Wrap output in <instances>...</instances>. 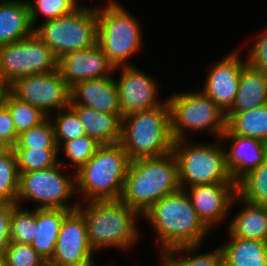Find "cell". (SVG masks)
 <instances>
[{
	"label": "cell",
	"instance_id": "cell-1",
	"mask_svg": "<svg viewBox=\"0 0 267 266\" xmlns=\"http://www.w3.org/2000/svg\"><path fill=\"white\" fill-rule=\"evenodd\" d=\"M160 242L161 256L181 247L201 245L210 229L201 221L185 189L164 196L143 215Z\"/></svg>",
	"mask_w": 267,
	"mask_h": 266
},
{
	"label": "cell",
	"instance_id": "cell-2",
	"mask_svg": "<svg viewBox=\"0 0 267 266\" xmlns=\"http://www.w3.org/2000/svg\"><path fill=\"white\" fill-rule=\"evenodd\" d=\"M180 189L173 151L129 161L120 200L143 215L154 203Z\"/></svg>",
	"mask_w": 267,
	"mask_h": 266
},
{
	"label": "cell",
	"instance_id": "cell-3",
	"mask_svg": "<svg viewBox=\"0 0 267 266\" xmlns=\"http://www.w3.org/2000/svg\"><path fill=\"white\" fill-rule=\"evenodd\" d=\"M82 203L76 209L85 219L88 239L95 252L106 247L127 251L136 245L139 232L135 221L137 216H142L137 210L121 200Z\"/></svg>",
	"mask_w": 267,
	"mask_h": 266
},
{
	"label": "cell",
	"instance_id": "cell-4",
	"mask_svg": "<svg viewBox=\"0 0 267 266\" xmlns=\"http://www.w3.org/2000/svg\"><path fill=\"white\" fill-rule=\"evenodd\" d=\"M119 143L129 161L168 154L173 150L168 100L151 109L122 117Z\"/></svg>",
	"mask_w": 267,
	"mask_h": 266
},
{
	"label": "cell",
	"instance_id": "cell-5",
	"mask_svg": "<svg viewBox=\"0 0 267 266\" xmlns=\"http://www.w3.org/2000/svg\"><path fill=\"white\" fill-rule=\"evenodd\" d=\"M129 164L121 144L100 145L75 175V190L88 201L120 200Z\"/></svg>",
	"mask_w": 267,
	"mask_h": 266
},
{
	"label": "cell",
	"instance_id": "cell-6",
	"mask_svg": "<svg viewBox=\"0 0 267 266\" xmlns=\"http://www.w3.org/2000/svg\"><path fill=\"white\" fill-rule=\"evenodd\" d=\"M139 24L116 0L97 8V43L115 68L134 65L128 63L129 58L139 53L143 45Z\"/></svg>",
	"mask_w": 267,
	"mask_h": 266
},
{
	"label": "cell",
	"instance_id": "cell-7",
	"mask_svg": "<svg viewBox=\"0 0 267 266\" xmlns=\"http://www.w3.org/2000/svg\"><path fill=\"white\" fill-rule=\"evenodd\" d=\"M186 140H175L172 150L181 189L213 183H235L227 168L225 147L221 143L194 144Z\"/></svg>",
	"mask_w": 267,
	"mask_h": 266
},
{
	"label": "cell",
	"instance_id": "cell-8",
	"mask_svg": "<svg viewBox=\"0 0 267 266\" xmlns=\"http://www.w3.org/2000/svg\"><path fill=\"white\" fill-rule=\"evenodd\" d=\"M171 134L175 140L187 139V132L209 131L220 141L226 130V116L219 106L201 92H183L168 97ZM219 137V138H218Z\"/></svg>",
	"mask_w": 267,
	"mask_h": 266
},
{
	"label": "cell",
	"instance_id": "cell-9",
	"mask_svg": "<svg viewBox=\"0 0 267 266\" xmlns=\"http://www.w3.org/2000/svg\"><path fill=\"white\" fill-rule=\"evenodd\" d=\"M37 36L60 58L70 51L85 50L97 43V7L82 6L35 27Z\"/></svg>",
	"mask_w": 267,
	"mask_h": 266
},
{
	"label": "cell",
	"instance_id": "cell-10",
	"mask_svg": "<svg viewBox=\"0 0 267 266\" xmlns=\"http://www.w3.org/2000/svg\"><path fill=\"white\" fill-rule=\"evenodd\" d=\"M64 159L49 169L19 173V188L16 204L22 201H32L37 209H66L75 210L79 202L70 204L72 194H76L75 176L69 178L62 172L66 166ZM72 179V180H71Z\"/></svg>",
	"mask_w": 267,
	"mask_h": 266
},
{
	"label": "cell",
	"instance_id": "cell-11",
	"mask_svg": "<svg viewBox=\"0 0 267 266\" xmlns=\"http://www.w3.org/2000/svg\"><path fill=\"white\" fill-rule=\"evenodd\" d=\"M58 61L35 32L28 38L0 46V71L9 86L25 76L58 70Z\"/></svg>",
	"mask_w": 267,
	"mask_h": 266
},
{
	"label": "cell",
	"instance_id": "cell-12",
	"mask_svg": "<svg viewBox=\"0 0 267 266\" xmlns=\"http://www.w3.org/2000/svg\"><path fill=\"white\" fill-rule=\"evenodd\" d=\"M9 90L20 100L41 109L48 117L52 112L70 105L71 88L60 71L33 74L17 79Z\"/></svg>",
	"mask_w": 267,
	"mask_h": 266
},
{
	"label": "cell",
	"instance_id": "cell-13",
	"mask_svg": "<svg viewBox=\"0 0 267 266\" xmlns=\"http://www.w3.org/2000/svg\"><path fill=\"white\" fill-rule=\"evenodd\" d=\"M118 80V101L122 116L161 105L154 79L136 66H122Z\"/></svg>",
	"mask_w": 267,
	"mask_h": 266
},
{
	"label": "cell",
	"instance_id": "cell-14",
	"mask_svg": "<svg viewBox=\"0 0 267 266\" xmlns=\"http://www.w3.org/2000/svg\"><path fill=\"white\" fill-rule=\"evenodd\" d=\"M117 69L98 43L85 50L65 53L58 61V70L70 88L81 81L109 77Z\"/></svg>",
	"mask_w": 267,
	"mask_h": 266
},
{
	"label": "cell",
	"instance_id": "cell-15",
	"mask_svg": "<svg viewBox=\"0 0 267 266\" xmlns=\"http://www.w3.org/2000/svg\"><path fill=\"white\" fill-rule=\"evenodd\" d=\"M94 252L83 215L77 209L70 211L61 224L49 262L58 266H71Z\"/></svg>",
	"mask_w": 267,
	"mask_h": 266
},
{
	"label": "cell",
	"instance_id": "cell-16",
	"mask_svg": "<svg viewBox=\"0 0 267 266\" xmlns=\"http://www.w3.org/2000/svg\"><path fill=\"white\" fill-rule=\"evenodd\" d=\"M201 221L210 229L227 217L236 195V183L196 185L185 189ZM189 191V192H188Z\"/></svg>",
	"mask_w": 267,
	"mask_h": 266
},
{
	"label": "cell",
	"instance_id": "cell-17",
	"mask_svg": "<svg viewBox=\"0 0 267 266\" xmlns=\"http://www.w3.org/2000/svg\"><path fill=\"white\" fill-rule=\"evenodd\" d=\"M235 50L219 60L209 70L202 91L226 113L234 103L240 74L247 60H241Z\"/></svg>",
	"mask_w": 267,
	"mask_h": 266
},
{
	"label": "cell",
	"instance_id": "cell-18",
	"mask_svg": "<svg viewBox=\"0 0 267 266\" xmlns=\"http://www.w3.org/2000/svg\"><path fill=\"white\" fill-rule=\"evenodd\" d=\"M70 105H83L98 112L121 114L113 76L81 81L71 88Z\"/></svg>",
	"mask_w": 267,
	"mask_h": 266
},
{
	"label": "cell",
	"instance_id": "cell-19",
	"mask_svg": "<svg viewBox=\"0 0 267 266\" xmlns=\"http://www.w3.org/2000/svg\"><path fill=\"white\" fill-rule=\"evenodd\" d=\"M222 140H231V148L226 152V165L236 183L241 177L261 165L267 157V144L250 137L231 134L227 129Z\"/></svg>",
	"mask_w": 267,
	"mask_h": 266
},
{
	"label": "cell",
	"instance_id": "cell-20",
	"mask_svg": "<svg viewBox=\"0 0 267 266\" xmlns=\"http://www.w3.org/2000/svg\"><path fill=\"white\" fill-rule=\"evenodd\" d=\"M34 33L26 0H2L0 3V46L17 42Z\"/></svg>",
	"mask_w": 267,
	"mask_h": 266
},
{
	"label": "cell",
	"instance_id": "cell-21",
	"mask_svg": "<svg viewBox=\"0 0 267 266\" xmlns=\"http://www.w3.org/2000/svg\"><path fill=\"white\" fill-rule=\"evenodd\" d=\"M232 202H240L242 208L229 222L228 233L233 237L267 242V206L247 202L237 195Z\"/></svg>",
	"mask_w": 267,
	"mask_h": 266
},
{
	"label": "cell",
	"instance_id": "cell-22",
	"mask_svg": "<svg viewBox=\"0 0 267 266\" xmlns=\"http://www.w3.org/2000/svg\"><path fill=\"white\" fill-rule=\"evenodd\" d=\"M78 115L86 135L101 145L118 143L121 138L122 114L98 112L83 105H69Z\"/></svg>",
	"mask_w": 267,
	"mask_h": 266
},
{
	"label": "cell",
	"instance_id": "cell-23",
	"mask_svg": "<svg viewBox=\"0 0 267 266\" xmlns=\"http://www.w3.org/2000/svg\"><path fill=\"white\" fill-rule=\"evenodd\" d=\"M267 104V75L248 63L240 74L238 91L226 113H239Z\"/></svg>",
	"mask_w": 267,
	"mask_h": 266
},
{
	"label": "cell",
	"instance_id": "cell-24",
	"mask_svg": "<svg viewBox=\"0 0 267 266\" xmlns=\"http://www.w3.org/2000/svg\"><path fill=\"white\" fill-rule=\"evenodd\" d=\"M220 246L228 266H267V242L233 237Z\"/></svg>",
	"mask_w": 267,
	"mask_h": 266
},
{
	"label": "cell",
	"instance_id": "cell-25",
	"mask_svg": "<svg viewBox=\"0 0 267 266\" xmlns=\"http://www.w3.org/2000/svg\"><path fill=\"white\" fill-rule=\"evenodd\" d=\"M71 210L37 209V227L31 246L46 261L53 256L58 233L64 217Z\"/></svg>",
	"mask_w": 267,
	"mask_h": 266
},
{
	"label": "cell",
	"instance_id": "cell-26",
	"mask_svg": "<svg viewBox=\"0 0 267 266\" xmlns=\"http://www.w3.org/2000/svg\"><path fill=\"white\" fill-rule=\"evenodd\" d=\"M226 129L234 135L250 137L267 144V104L254 109L225 113Z\"/></svg>",
	"mask_w": 267,
	"mask_h": 266
},
{
	"label": "cell",
	"instance_id": "cell-27",
	"mask_svg": "<svg viewBox=\"0 0 267 266\" xmlns=\"http://www.w3.org/2000/svg\"><path fill=\"white\" fill-rule=\"evenodd\" d=\"M236 195L247 202L267 206V157L236 182Z\"/></svg>",
	"mask_w": 267,
	"mask_h": 266
},
{
	"label": "cell",
	"instance_id": "cell-28",
	"mask_svg": "<svg viewBox=\"0 0 267 266\" xmlns=\"http://www.w3.org/2000/svg\"><path fill=\"white\" fill-rule=\"evenodd\" d=\"M1 101L8 107L18 135L48 118L41 109L20 100L10 90Z\"/></svg>",
	"mask_w": 267,
	"mask_h": 266
},
{
	"label": "cell",
	"instance_id": "cell-29",
	"mask_svg": "<svg viewBox=\"0 0 267 266\" xmlns=\"http://www.w3.org/2000/svg\"><path fill=\"white\" fill-rule=\"evenodd\" d=\"M200 247L201 245L177 247L166 253L163 257L171 264V266H219L223 261L220 246L213 251L195 255ZM181 254H183V257L180 256Z\"/></svg>",
	"mask_w": 267,
	"mask_h": 266
},
{
	"label": "cell",
	"instance_id": "cell-30",
	"mask_svg": "<svg viewBox=\"0 0 267 266\" xmlns=\"http://www.w3.org/2000/svg\"><path fill=\"white\" fill-rule=\"evenodd\" d=\"M19 171L13 148L0 154V203L16 204Z\"/></svg>",
	"mask_w": 267,
	"mask_h": 266
},
{
	"label": "cell",
	"instance_id": "cell-31",
	"mask_svg": "<svg viewBox=\"0 0 267 266\" xmlns=\"http://www.w3.org/2000/svg\"><path fill=\"white\" fill-rule=\"evenodd\" d=\"M19 173L39 171L54 167L59 163L58 149L13 148Z\"/></svg>",
	"mask_w": 267,
	"mask_h": 266
},
{
	"label": "cell",
	"instance_id": "cell-32",
	"mask_svg": "<svg viewBox=\"0 0 267 266\" xmlns=\"http://www.w3.org/2000/svg\"><path fill=\"white\" fill-rule=\"evenodd\" d=\"M16 205L10 217V241L30 244L33 242L37 227V208L29 210Z\"/></svg>",
	"mask_w": 267,
	"mask_h": 266
},
{
	"label": "cell",
	"instance_id": "cell-33",
	"mask_svg": "<svg viewBox=\"0 0 267 266\" xmlns=\"http://www.w3.org/2000/svg\"><path fill=\"white\" fill-rule=\"evenodd\" d=\"M55 115V120H52L51 122L54 128L55 140L58 148L65 141L86 135V130L83 124L80 122L76 112L70 106L59 110Z\"/></svg>",
	"mask_w": 267,
	"mask_h": 266
},
{
	"label": "cell",
	"instance_id": "cell-34",
	"mask_svg": "<svg viewBox=\"0 0 267 266\" xmlns=\"http://www.w3.org/2000/svg\"><path fill=\"white\" fill-rule=\"evenodd\" d=\"M49 118L40 125L19 134L17 144L13 148L58 149L51 122L52 118Z\"/></svg>",
	"mask_w": 267,
	"mask_h": 266
},
{
	"label": "cell",
	"instance_id": "cell-35",
	"mask_svg": "<svg viewBox=\"0 0 267 266\" xmlns=\"http://www.w3.org/2000/svg\"><path fill=\"white\" fill-rule=\"evenodd\" d=\"M101 144L88 135L63 142L58 150L63 149L65 157L75 167L76 172L81 166L87 163L95 154ZM62 147V148H60Z\"/></svg>",
	"mask_w": 267,
	"mask_h": 266
},
{
	"label": "cell",
	"instance_id": "cell-36",
	"mask_svg": "<svg viewBox=\"0 0 267 266\" xmlns=\"http://www.w3.org/2000/svg\"><path fill=\"white\" fill-rule=\"evenodd\" d=\"M27 3L34 29L40 13L45 16L43 21H48L65 16L79 8L73 0H35V3L27 0Z\"/></svg>",
	"mask_w": 267,
	"mask_h": 266
},
{
	"label": "cell",
	"instance_id": "cell-37",
	"mask_svg": "<svg viewBox=\"0 0 267 266\" xmlns=\"http://www.w3.org/2000/svg\"><path fill=\"white\" fill-rule=\"evenodd\" d=\"M5 256L7 266H45L46 263L30 244L10 241Z\"/></svg>",
	"mask_w": 267,
	"mask_h": 266
},
{
	"label": "cell",
	"instance_id": "cell-38",
	"mask_svg": "<svg viewBox=\"0 0 267 266\" xmlns=\"http://www.w3.org/2000/svg\"><path fill=\"white\" fill-rule=\"evenodd\" d=\"M246 60L251 67L267 75V28L255 40Z\"/></svg>",
	"mask_w": 267,
	"mask_h": 266
},
{
	"label": "cell",
	"instance_id": "cell-39",
	"mask_svg": "<svg viewBox=\"0 0 267 266\" xmlns=\"http://www.w3.org/2000/svg\"><path fill=\"white\" fill-rule=\"evenodd\" d=\"M18 133L15 129L8 107L0 101V140L8 147L13 148L17 144Z\"/></svg>",
	"mask_w": 267,
	"mask_h": 266
},
{
	"label": "cell",
	"instance_id": "cell-40",
	"mask_svg": "<svg viewBox=\"0 0 267 266\" xmlns=\"http://www.w3.org/2000/svg\"><path fill=\"white\" fill-rule=\"evenodd\" d=\"M17 204L0 203V253L10 245V217Z\"/></svg>",
	"mask_w": 267,
	"mask_h": 266
},
{
	"label": "cell",
	"instance_id": "cell-41",
	"mask_svg": "<svg viewBox=\"0 0 267 266\" xmlns=\"http://www.w3.org/2000/svg\"><path fill=\"white\" fill-rule=\"evenodd\" d=\"M8 91H9V85L2 77V74L0 71V101L6 96Z\"/></svg>",
	"mask_w": 267,
	"mask_h": 266
},
{
	"label": "cell",
	"instance_id": "cell-42",
	"mask_svg": "<svg viewBox=\"0 0 267 266\" xmlns=\"http://www.w3.org/2000/svg\"><path fill=\"white\" fill-rule=\"evenodd\" d=\"M93 254L86 257L83 260L78 261L77 263L71 265V266H95V262L93 260Z\"/></svg>",
	"mask_w": 267,
	"mask_h": 266
},
{
	"label": "cell",
	"instance_id": "cell-43",
	"mask_svg": "<svg viewBox=\"0 0 267 266\" xmlns=\"http://www.w3.org/2000/svg\"><path fill=\"white\" fill-rule=\"evenodd\" d=\"M0 266H7L5 253H0Z\"/></svg>",
	"mask_w": 267,
	"mask_h": 266
},
{
	"label": "cell",
	"instance_id": "cell-44",
	"mask_svg": "<svg viewBox=\"0 0 267 266\" xmlns=\"http://www.w3.org/2000/svg\"><path fill=\"white\" fill-rule=\"evenodd\" d=\"M8 149V147L0 140V154L5 152Z\"/></svg>",
	"mask_w": 267,
	"mask_h": 266
},
{
	"label": "cell",
	"instance_id": "cell-45",
	"mask_svg": "<svg viewBox=\"0 0 267 266\" xmlns=\"http://www.w3.org/2000/svg\"><path fill=\"white\" fill-rule=\"evenodd\" d=\"M160 260L163 264L162 266H171V264L164 257H160Z\"/></svg>",
	"mask_w": 267,
	"mask_h": 266
},
{
	"label": "cell",
	"instance_id": "cell-46",
	"mask_svg": "<svg viewBox=\"0 0 267 266\" xmlns=\"http://www.w3.org/2000/svg\"><path fill=\"white\" fill-rule=\"evenodd\" d=\"M45 266H58V265L52 264L51 262H46Z\"/></svg>",
	"mask_w": 267,
	"mask_h": 266
},
{
	"label": "cell",
	"instance_id": "cell-47",
	"mask_svg": "<svg viewBox=\"0 0 267 266\" xmlns=\"http://www.w3.org/2000/svg\"><path fill=\"white\" fill-rule=\"evenodd\" d=\"M73 2H74L77 6L82 7V5H81L80 3L78 4V0H73Z\"/></svg>",
	"mask_w": 267,
	"mask_h": 266
},
{
	"label": "cell",
	"instance_id": "cell-48",
	"mask_svg": "<svg viewBox=\"0 0 267 266\" xmlns=\"http://www.w3.org/2000/svg\"><path fill=\"white\" fill-rule=\"evenodd\" d=\"M219 266H228L224 261H222Z\"/></svg>",
	"mask_w": 267,
	"mask_h": 266
}]
</instances>
